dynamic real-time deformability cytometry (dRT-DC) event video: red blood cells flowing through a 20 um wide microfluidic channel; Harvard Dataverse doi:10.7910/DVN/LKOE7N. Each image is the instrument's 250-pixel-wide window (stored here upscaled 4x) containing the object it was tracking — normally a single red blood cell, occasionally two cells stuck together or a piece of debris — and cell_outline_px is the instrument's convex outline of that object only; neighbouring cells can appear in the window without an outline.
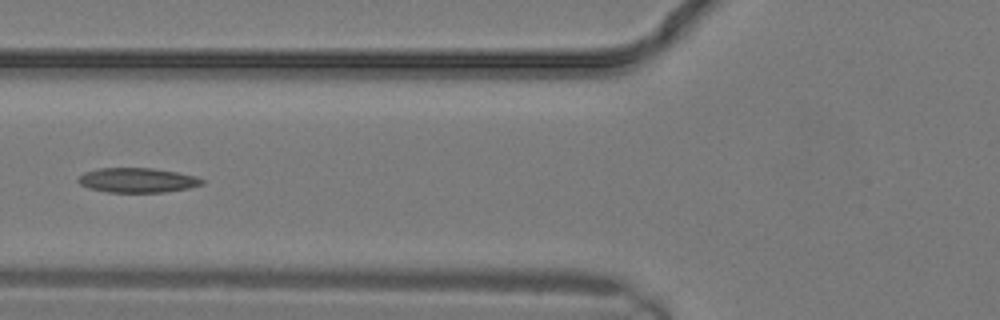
{"species": "common noctule bat (a hibernating species)", "species_latin": "Nyctalus noctula", "temperature_condition": "warm", "stored_images_in_passage": 11, "camera_frame_rate_fps": 3000, "um_per_image_px": 0.085, "animal": {"sex": "male", "body_mass_g": 19.2, "forearm_length_mm": 51.8}, "frame": {"image": 1, "passage_image": 10, "time_ms": 3.0, "image_size_px": [1000, 320], "cell_outline_px": [[204, 184], [188, 188], [164, 192], [108, 192], [88, 188], [80, 184], [76, 180], [84, 172], [100, 168], [152, 168], [176, 172], [196, 176], [204, 180]], "centroid_in_image_um": [11.67, 15.32], "position_along_channel_um": 114.1, "area_um2": 17.74}}